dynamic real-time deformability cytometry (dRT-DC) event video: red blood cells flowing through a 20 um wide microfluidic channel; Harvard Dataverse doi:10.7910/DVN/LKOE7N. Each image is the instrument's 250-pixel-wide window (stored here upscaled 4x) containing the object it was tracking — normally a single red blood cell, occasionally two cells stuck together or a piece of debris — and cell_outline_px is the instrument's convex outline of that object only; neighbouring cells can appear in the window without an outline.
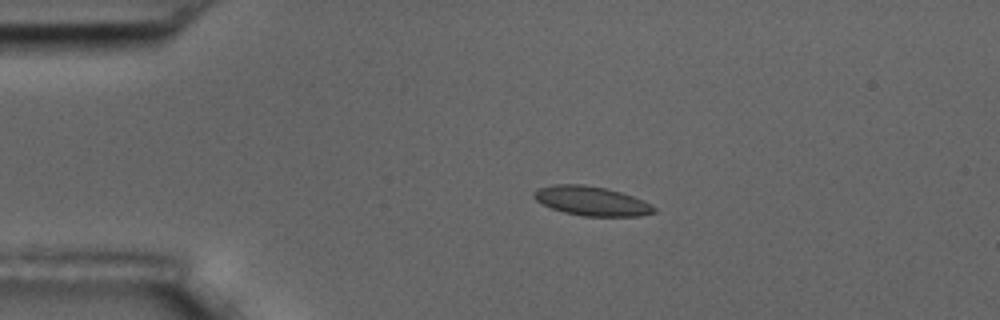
{"species": "common noctule bat (a hibernating species)", "species_latin": "Nyctalus noctula", "temperature_condition": "room temperature", "stored_images_in_passage": 3, "camera_frame_rate_fps": 3000, "um_per_image_px": 0.085, "animal": {"sex": "male", "body_mass_g": 17.5, "forearm_length_mm": 52.3}, "frame": {"image": 1, "passage_image": 1, "time_ms": 0.0, "image_size_px": [1000, 320], "cell_outline_px": [[656, 212], [640, 216], [584, 216], [564, 212], [552, 208], [536, 200], [532, 196], [532, 192], [536, 188], [552, 184], [584, 184], [604, 188], [620, 192], [644, 200], [652, 204], [656, 208]], "centroid_in_image_um": [50.27, 17.07], "position_along_channel_um": 34.7, "area_um2": 20.58}}
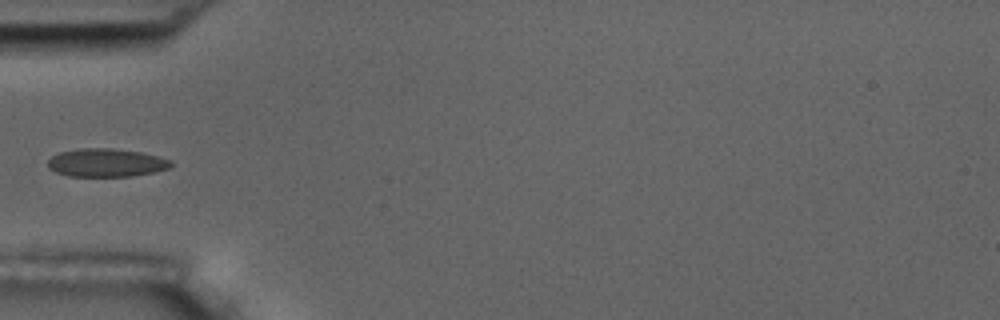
{"frame": {"image": 2, "passage_image": 3, "time_ms": 2.333, "image_size_px": [1000, 320], "cell_outline_px": [[172, 168], [156, 172], [132, 176], [68, 176], [56, 172], [48, 168], [48, 160], [52, 156], [60, 152], [80, 148], [112, 148], [140, 152], [160, 156], [172, 160]], "centroid_in_image_um": [9.07, 13.83], "position_along_channel_um": 75.9, "area_um2": 20.46}}